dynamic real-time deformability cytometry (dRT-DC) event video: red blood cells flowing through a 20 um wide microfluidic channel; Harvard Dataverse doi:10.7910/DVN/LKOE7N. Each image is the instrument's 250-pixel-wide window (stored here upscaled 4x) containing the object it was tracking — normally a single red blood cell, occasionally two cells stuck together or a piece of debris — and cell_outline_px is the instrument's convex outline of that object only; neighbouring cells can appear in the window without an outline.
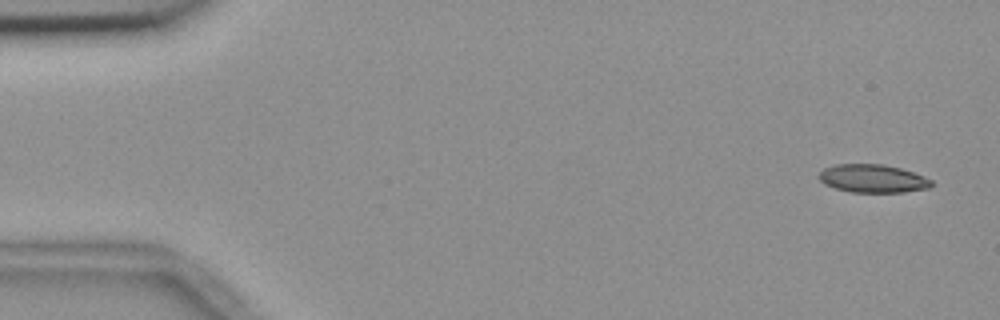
{"species": "common noctule bat (a hibernating species)", "species_latin": "Nyctalus noctula", "temperature_condition": "room temperature", "stored_images_in_passage": 6, "segment_of_instrument_passage": [2, 2], "camera_frame_rate_fps": 3000, "um_per_image_px": 0.085, "animal": {"sex": "female", "body_mass_g": 18.4}, "frame": {"image": 1, "passage_image": 6, "time_ms": 1.667, "image_size_px": [1000, 320], "cell_outline_px": [[932, 184], [928, 188], [904, 192], [852, 192], [836, 188], [824, 184], [820, 180], [820, 172], [824, 168], [836, 164], [884, 164], [900, 168], [924, 176], [932, 180]], "centroid_in_image_um": [74.19, 15.17], "position_along_channel_um": 10.8, "area_um2": 18.32}}